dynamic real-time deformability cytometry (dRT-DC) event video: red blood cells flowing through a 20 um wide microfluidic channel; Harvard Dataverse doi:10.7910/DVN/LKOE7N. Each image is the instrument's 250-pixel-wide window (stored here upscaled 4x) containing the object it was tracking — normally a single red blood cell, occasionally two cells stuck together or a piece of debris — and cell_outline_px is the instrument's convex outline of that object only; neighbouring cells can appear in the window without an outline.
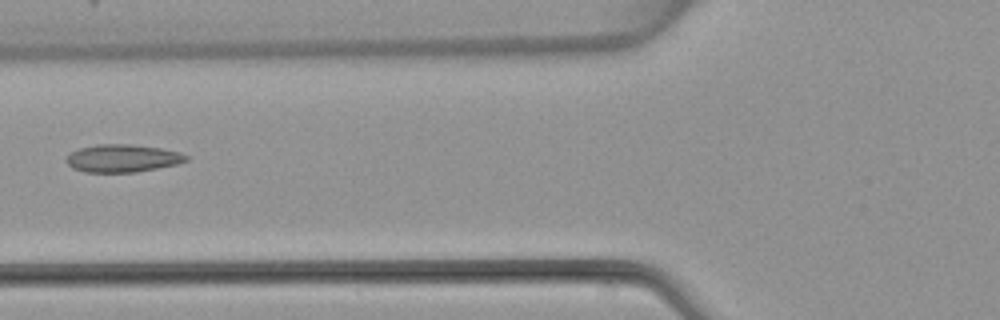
{"species": "common noctule bat (a hibernating species)", "species_latin": "Nyctalus noctula", "temperature_condition": "warm", "stored_images_in_passage": 5, "camera_frame_rate_fps": 3000, "um_per_image_px": 0.085, "animal": {"sex": "female", "body_mass_g": 22.7, "forearm_length_mm": 54.2}, "frame": {"image": 1, "passage_image": 5, "time_ms": 5.333, "image_size_px": [1000, 320], "cell_outline_px": [[188, 160], [176, 164], [136, 172], [84, 172], [72, 168], [64, 160], [72, 152], [80, 148], [96, 144], [132, 144], [160, 148], [180, 152], [188, 156]], "centroid_in_image_um": [10.4, 13.45], "position_along_channel_um": 115.4, "area_um2": 19.31}}